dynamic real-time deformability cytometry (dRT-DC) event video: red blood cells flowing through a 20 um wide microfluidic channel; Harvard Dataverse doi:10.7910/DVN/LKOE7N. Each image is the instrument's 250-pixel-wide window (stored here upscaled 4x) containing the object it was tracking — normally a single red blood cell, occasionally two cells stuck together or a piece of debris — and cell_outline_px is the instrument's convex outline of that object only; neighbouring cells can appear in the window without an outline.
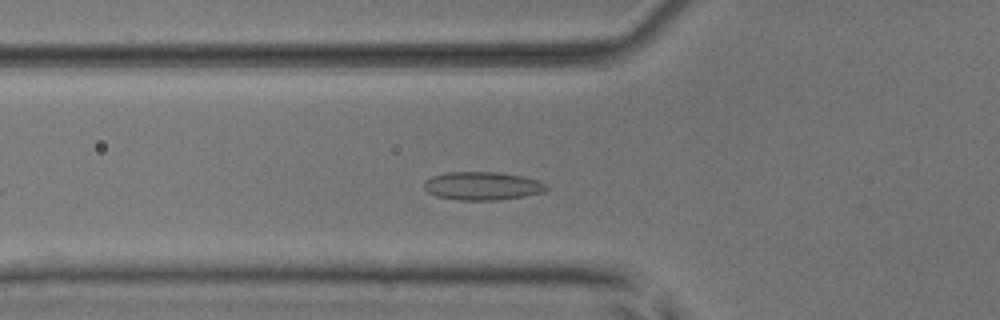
{"species": "common noctule bat (a hibernating species)", "species_latin": "Nyctalus noctula", "temperature_condition": "room temperature", "stored_images_in_passage": 51, "camera_frame_rate_fps": 3000, "um_per_image_px": 0.085, "animal": {"sex": "male", "body_mass_g": 17.9, "forearm_length_mm": 54.2}, "frame": {"image": 1, "passage_image": 17, "time_ms": 5.333, "image_size_px": [1000, 320], "cell_outline_px": [[548, 188], [544, 192], [524, 196], [496, 200], [456, 200], [436, 196], [428, 192], [424, 188], [424, 180], [432, 176], [448, 172], [496, 172], [524, 176], [540, 180], [548, 184]], "centroid_in_image_um": [41.02, 15.8], "position_along_channel_um": 84.8, "area_um2": 20.35}}
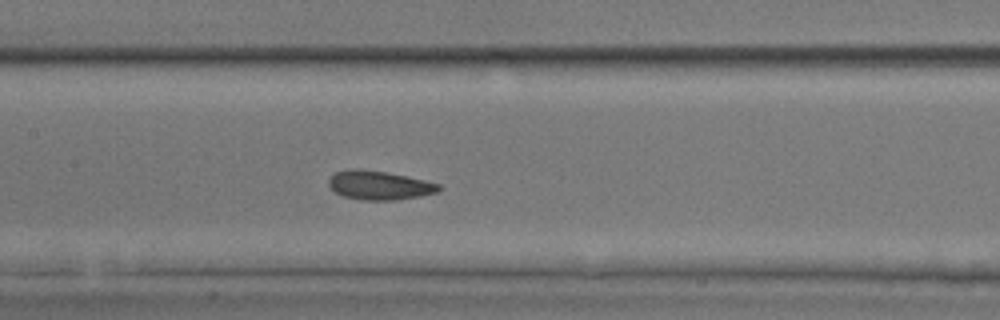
{"frame": {"image": 2, "passage_image": 24, "time_ms": 7.667, "image_size_px": [1000, 320], "cell_outline_px": [[444, 188], [436, 192], [420, 196], [396, 200], [364, 200], [344, 196], [336, 192], [328, 184], [328, 180], [336, 172], [352, 168], [360, 168], [384, 172], [424, 180], [440, 184]], "centroid_in_image_um": [32.25, 15.75], "position_along_channel_um": 175.1, "area_um2": 18.38}}
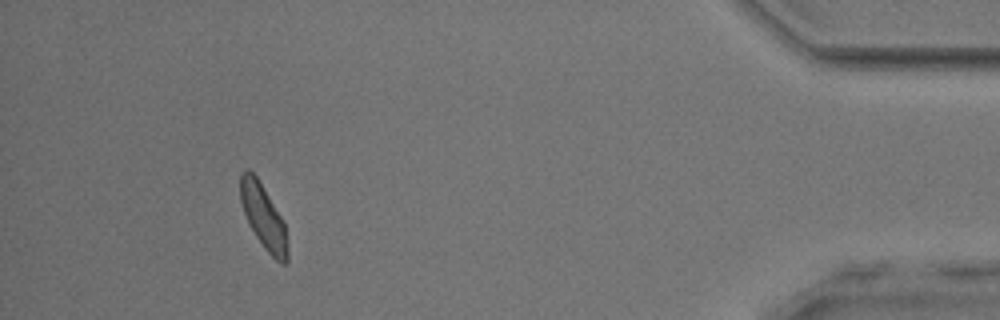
{"frame": {"image": 3, "passage_image": 47, "time_ms": 15.333, "image_size_px": [1000, 320], "cell_outline_px": [[288, 260], [284, 264], [276, 260], [264, 248], [248, 224], [240, 200], [240, 172], [244, 168], [248, 168], [256, 176], [284, 220], [288, 244]], "centroid_in_image_um": [22.39, 18.4], "position_along_channel_um": 412.8, "area_um2": 17.8}, "authors_computed_cell_mechanics": {"area_um2": 18.3804, "velocity_mm_per_s": 3.8671, "shape_relaxation_time_tau1_ms": 3.6638, "shape_relaxation_time_tau2_ms": 1.7781, "deformation_change_tau1": 0.0777, "deformation_change_tau2": 0.0542}}